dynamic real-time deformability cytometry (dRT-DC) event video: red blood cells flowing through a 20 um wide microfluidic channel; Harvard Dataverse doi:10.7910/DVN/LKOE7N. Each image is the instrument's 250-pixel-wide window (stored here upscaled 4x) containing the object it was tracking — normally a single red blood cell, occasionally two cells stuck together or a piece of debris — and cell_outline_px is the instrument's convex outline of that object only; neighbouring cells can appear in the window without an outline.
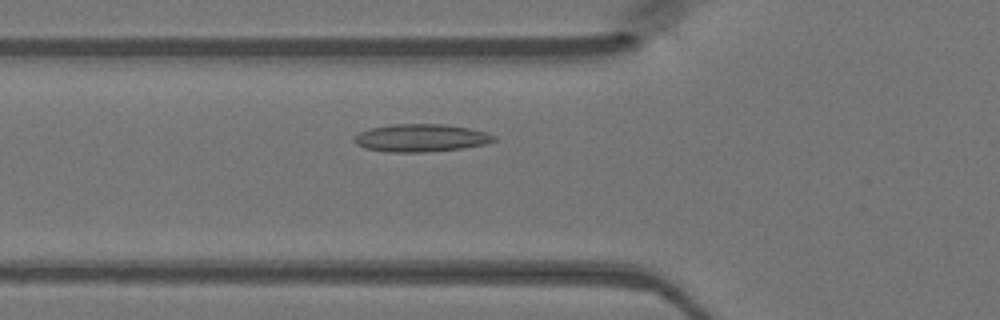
{"species": "Egyptian fruit bat (a non-hibernating species)", "species_latin": "Rousettus aegyptiacus", "temperature_condition": "warm", "stored_images_in_passage": 44, "camera_frame_rate_fps": 3000, "um_per_image_px": 0.085, "animal": {"sex": "female"}, "frame": {"image": 1, "passage_image": 13, "time_ms": 4.0, "image_size_px": [1000, 320], "cell_outline_px": [[496, 140], [484, 144], [464, 148], [424, 152], [388, 152], [364, 148], [356, 144], [352, 140], [352, 136], [368, 128], [392, 124], [444, 124], [468, 128], [484, 132], [496, 136]], "centroid_in_image_um": [35.72, 11.72], "position_along_channel_um": 90.1, "area_um2": 22.66}}
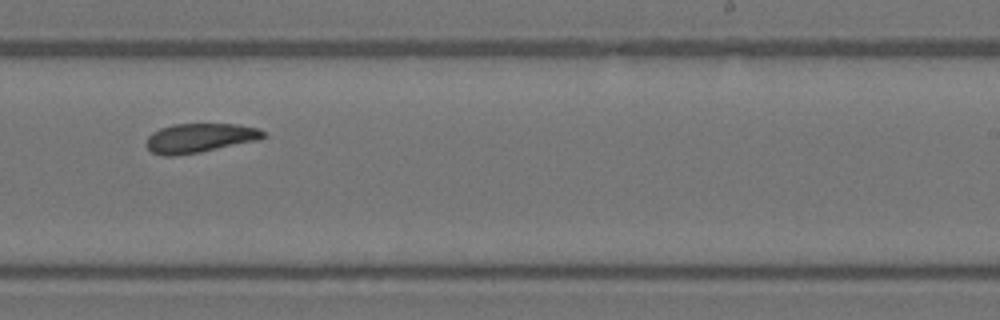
{"frame": {"image": 2, "passage_image": 26, "time_ms": 8.333, "image_size_px": [1000, 320], "cell_outline_px": [[268, 136], [260, 140], [200, 152], [176, 156], [164, 156], [152, 152], [144, 144], [148, 136], [152, 132], [160, 128], [172, 124], [240, 124], [260, 128], [268, 132]], "centroid_in_image_um": [17.03, 11.72], "position_along_channel_um": 272.0, "area_um2": 20.4}}
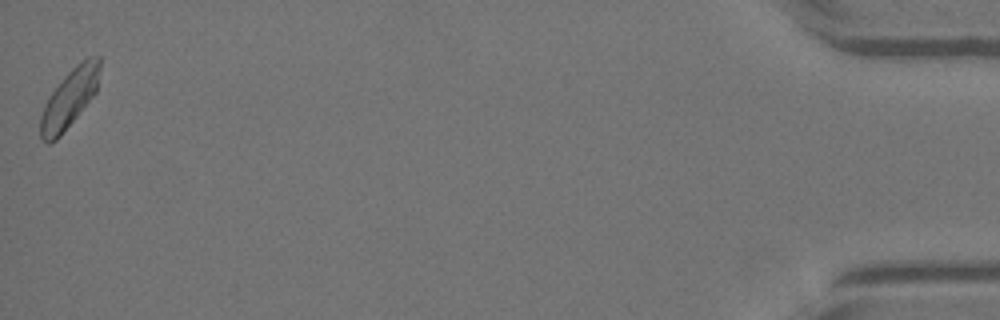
{"frame": {"image": 3, "passage_image": 44, "time_ms": 14.333, "image_size_px": [1000, 320], "cell_outline_px": [[100, 68], [96, 92], [60, 136], [56, 140], [48, 144], [40, 136], [40, 116], [44, 104], [48, 96], [60, 80], [76, 64], [88, 56], [100, 56]], "centroid_in_image_um": [5.88, 8.34], "position_along_channel_um": 429.3, "area_um2": 20.17}}